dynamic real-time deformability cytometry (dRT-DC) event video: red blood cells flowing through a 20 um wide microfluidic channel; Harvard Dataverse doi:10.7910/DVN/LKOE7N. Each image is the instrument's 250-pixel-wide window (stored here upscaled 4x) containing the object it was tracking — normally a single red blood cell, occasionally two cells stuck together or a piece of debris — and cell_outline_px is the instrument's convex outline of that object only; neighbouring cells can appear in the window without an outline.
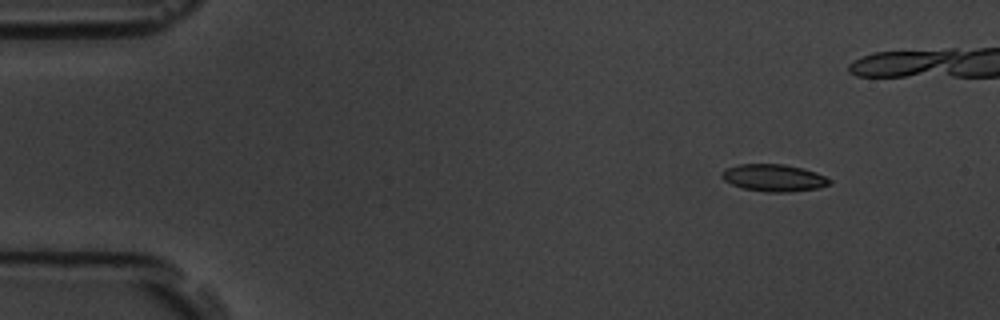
{"species": "common noctule bat (a hibernating species)", "species_latin": "Nyctalus noctula", "temperature_condition": "room temperature", "stored_images_in_passage": 5, "camera_frame_rate_fps": 3000, "um_per_image_px": 0.085, "animal": {"sex": "male", "body_mass_g": 19.5, "forearm_length_mm": 54.6}, "frame": {"image": 1, "passage_image": 1, "time_ms": 0.0, "image_size_px": [1000, 320], "cell_outline_px": [[832, 184], [820, 188], [788, 192], [764, 192], [744, 188], [732, 184], [724, 180], [720, 176], [724, 168], [740, 164], [784, 164], [804, 168], [816, 172], [832, 180]], "centroid_in_image_um": [65.8, 15.11], "position_along_channel_um": 19.2, "area_um2": 17.22}}